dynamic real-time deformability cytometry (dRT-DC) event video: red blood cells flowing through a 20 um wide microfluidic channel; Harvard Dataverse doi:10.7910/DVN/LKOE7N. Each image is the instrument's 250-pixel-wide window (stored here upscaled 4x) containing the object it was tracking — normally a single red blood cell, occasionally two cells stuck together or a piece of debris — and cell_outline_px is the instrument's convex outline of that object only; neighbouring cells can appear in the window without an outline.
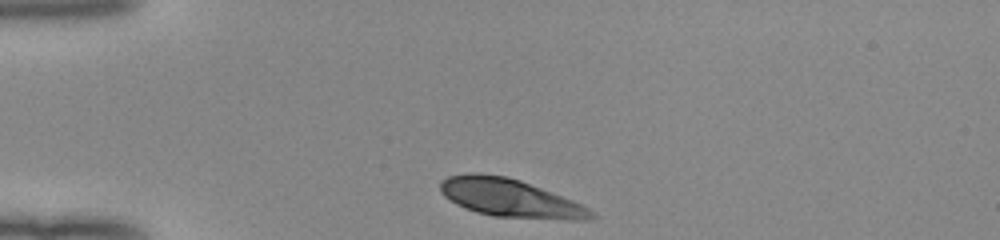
{"species": "human", "species_latin": "Homo sapiens", "temperature_condition": "room temperature", "stored_images_in_passage": 32, "camera_frame_rate_fps": 3000, "um_per_image_px": 0.085, "donor": {"sex": "female"}, "frame": {"image": 1, "passage_image": 1, "time_ms": 0.0, "image_size_px": [1000, 240], "cell_outline_px": [[596, 216], [588, 220], [568, 220], [492, 216], [476, 212], [464, 208], [456, 204], [444, 196], [440, 192], [440, 180], [448, 176], [468, 172], [480, 172], [508, 176], [520, 180], [552, 192], [572, 200], [588, 208]], "centroid_in_image_um": [43.31, 16.82], "position_along_channel_um": 41.7, "area_um2": 33.76}}
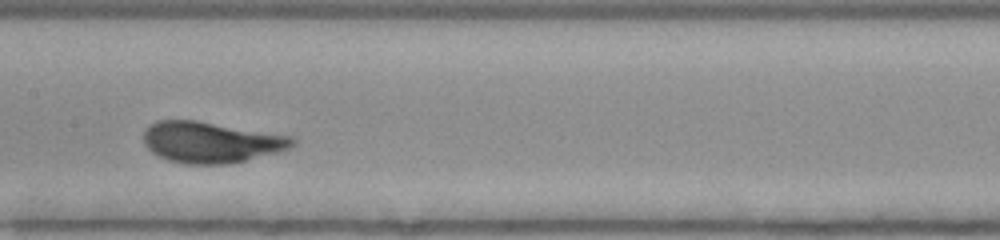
{"frame": {"image": 2, "passage_image": 15, "time_ms": 4.667, "image_size_px": [1000, 240], "cell_outline_px": [[296, 144], [288, 148], [276, 152], [228, 164], [184, 164], [168, 160], [152, 152], [144, 144], [144, 132], [156, 120], [196, 120], [292, 136], [296, 140]], "centroid_in_image_um": [17.92, 12.08], "position_along_channel_um": 189.5, "area_um2": 35.32}}
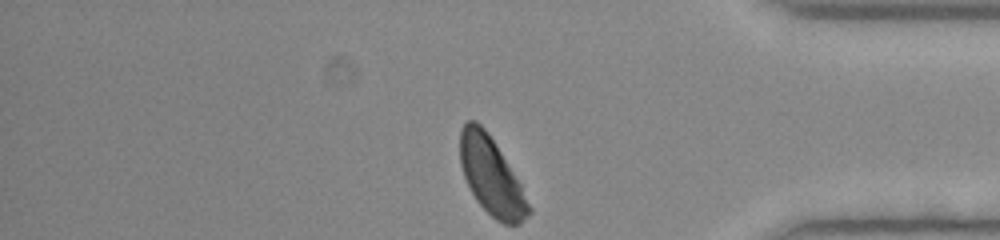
{"frame": {"image": 3, "passage_image": 32, "time_ms": 10.333, "image_size_px": [1000, 240], "cell_outline_px": [[532, 212], [520, 224], [504, 224], [496, 220], [476, 200], [464, 176], [460, 164], [460, 128], [468, 120], [476, 120], [488, 132], [520, 184], [532, 208]], "centroid_in_image_um": [41.76, 14.98], "position_along_channel_um": 393.4, "area_um2": 30.63}, "authors_computed_cell_mechanics": {"area_um2": 33.8708, "velocity_mm_per_s": 3.9399, "shape_relaxation_time_tau1_ms": 2.5975, "shape_relaxation_time_tau2_ms": null, "deformation_change_tau1": 0.1503, "deformation_change_tau2": null}}